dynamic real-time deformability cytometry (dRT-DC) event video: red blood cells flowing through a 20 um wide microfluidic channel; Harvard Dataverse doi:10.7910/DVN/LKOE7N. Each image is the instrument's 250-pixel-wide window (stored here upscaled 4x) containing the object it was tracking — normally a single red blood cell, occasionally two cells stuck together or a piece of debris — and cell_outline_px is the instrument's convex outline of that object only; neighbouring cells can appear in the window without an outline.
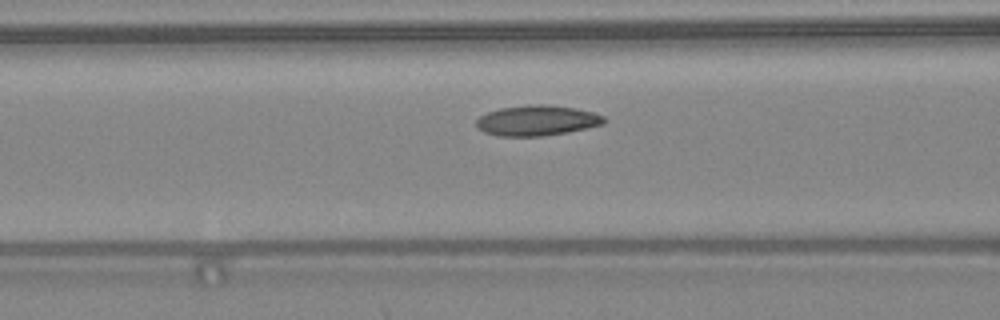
{"species": "common noctule bat (a hibernating species)", "species_latin": "Nyctalus noctula", "temperature_condition": "warm", "stored_images_in_passage": 19, "camera_frame_rate_fps": 3000, "um_per_image_px": 0.085, "animal": {"sex": "female", "body_mass_g": 24.6, "forearm_length_mm": 56.2}, "frame": {"image": 1, "passage_image": 14, "time_ms": 4.333, "image_size_px": [1000, 320], "cell_outline_px": [[608, 120], [604, 124], [568, 132], [544, 136], [496, 136], [484, 132], [476, 128], [476, 120], [480, 116], [488, 112], [500, 108], [528, 104], [548, 104], [576, 108], [592, 112], [604, 116]], "centroid_in_image_um": [45.64, 10.24], "position_along_channel_um": 121.0, "area_um2": 22.89}}